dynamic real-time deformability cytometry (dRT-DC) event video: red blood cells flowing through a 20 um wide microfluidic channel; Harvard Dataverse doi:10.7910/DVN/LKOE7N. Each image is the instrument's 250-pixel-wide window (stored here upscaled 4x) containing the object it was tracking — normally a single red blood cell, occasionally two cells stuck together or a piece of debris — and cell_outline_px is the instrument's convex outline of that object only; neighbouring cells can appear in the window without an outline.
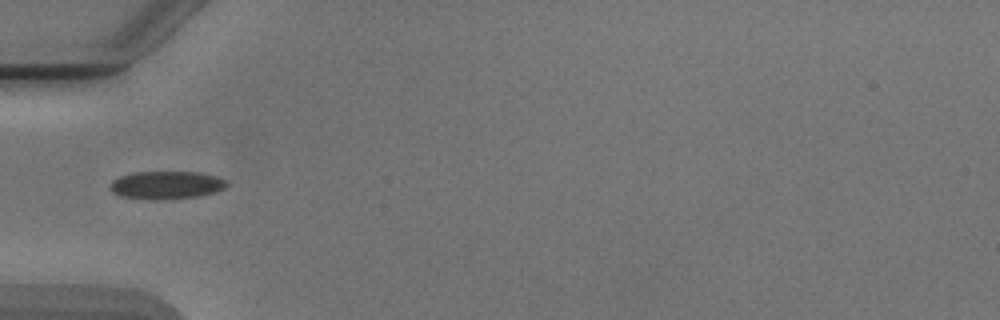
{"species": "Egyptian fruit bat (a non-hibernating species)", "species_latin": "Rousettus aegyptiacus", "temperature_condition": "cold", "stored_images_in_passage": 2, "camera_frame_rate_fps": 3000, "um_per_image_px": 0.085, "animal": {"sex": "male"}, "frame": {"image": 1, "passage_image": 2, "time_ms": 1.333, "image_size_px": [1000, 320], "cell_outline_px": [[228, 184], [224, 188], [216, 192], [196, 196], [156, 200], [148, 200], [120, 196], [112, 192], [108, 188], [112, 180], [120, 176], [132, 172], [200, 172], [216, 176], [224, 180]], "centroid_in_image_um": [14.08, 15.73], "position_along_channel_um": 70.9, "area_um2": 19.07}}